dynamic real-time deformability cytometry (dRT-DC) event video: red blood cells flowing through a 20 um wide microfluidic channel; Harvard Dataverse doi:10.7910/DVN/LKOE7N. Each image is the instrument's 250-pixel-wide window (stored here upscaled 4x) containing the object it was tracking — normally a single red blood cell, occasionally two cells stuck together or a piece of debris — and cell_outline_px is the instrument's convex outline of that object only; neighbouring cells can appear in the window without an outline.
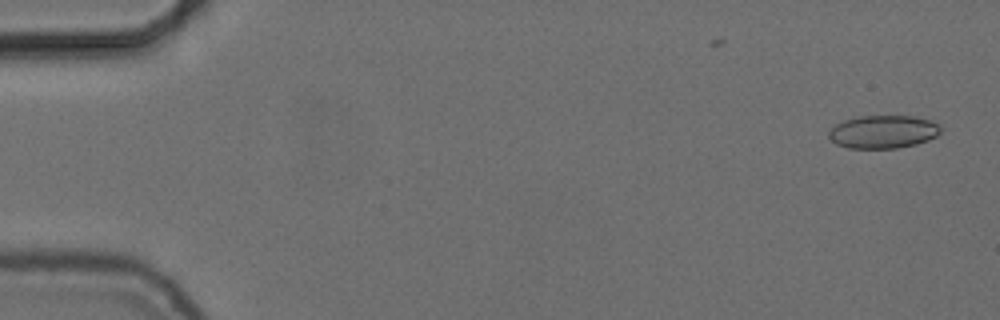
{"species": "common noctule bat (a hibernating species)", "species_latin": "Nyctalus noctula", "temperature_condition": "cold", "stored_images_in_passage": 54, "camera_frame_rate_fps": 3000, "um_per_image_px": 0.085, "animal": {"sex": "female", "body_mass_g": 24.6, "forearm_length_mm": 56.2}, "frame": {"image": 1, "passage_image": 1, "time_ms": 0.0, "image_size_px": [1000, 320], "cell_outline_px": [[940, 132], [936, 136], [928, 140], [916, 144], [896, 148], [848, 148], [836, 144], [828, 136], [828, 132], [836, 124], [844, 120], [860, 116], [916, 116], [940, 124]], "centroid_in_image_um": [75.07, 11.2], "position_along_channel_um": 9.9, "area_um2": 21.5}}
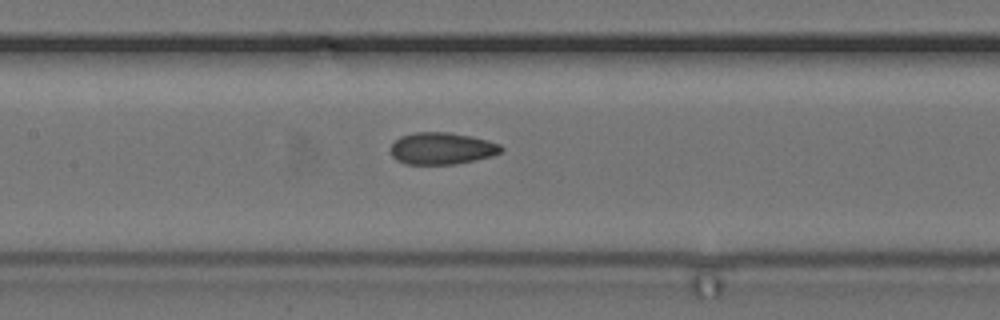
{"frame": {"image": 2, "passage_image": 25, "time_ms": 8.0, "image_size_px": [1000, 320], "cell_outline_px": [[504, 152], [492, 156], [456, 164], [404, 164], [396, 160], [392, 156], [392, 144], [400, 136], [416, 132], [448, 132], [472, 136], [488, 140], [500, 144], [504, 148]], "centroid_in_image_um": [37.59, 12.62], "position_along_channel_um": 169.8, "area_um2": 20.69}}
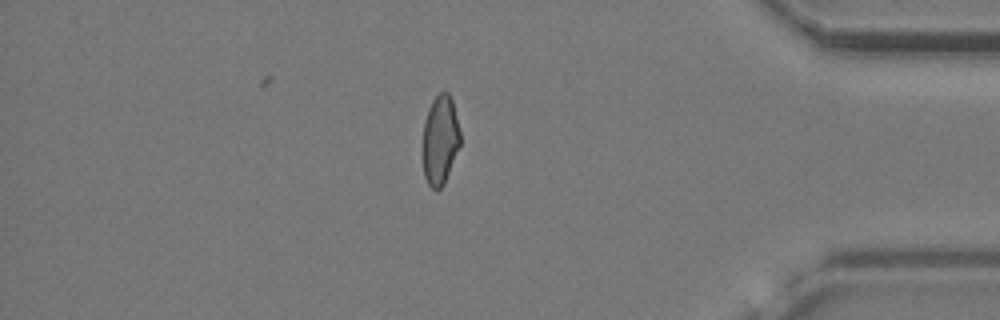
{"frame": {"image": 3, "passage_image": 46, "time_ms": 15.0, "image_size_px": [1000, 320], "cell_outline_px": [[460, 144], [444, 184], [436, 192], [428, 184], [424, 176], [424, 120], [428, 108], [432, 100], [440, 92], [448, 92], [452, 100], [460, 132]], "centroid_in_image_um": [37.41, 11.9], "position_along_channel_um": 397.8, "area_um2": 19.25}, "authors_computed_cell_mechanics": {"area_um2": 20.8369, "velocity_mm_per_s": 3.7336, "shape_relaxation_time_tau1_ms": null, "shape_relaxation_time_tau2_ms": 1.35, "deformation_change_tau1": null, "deformation_change_tau2": 0.0666}}